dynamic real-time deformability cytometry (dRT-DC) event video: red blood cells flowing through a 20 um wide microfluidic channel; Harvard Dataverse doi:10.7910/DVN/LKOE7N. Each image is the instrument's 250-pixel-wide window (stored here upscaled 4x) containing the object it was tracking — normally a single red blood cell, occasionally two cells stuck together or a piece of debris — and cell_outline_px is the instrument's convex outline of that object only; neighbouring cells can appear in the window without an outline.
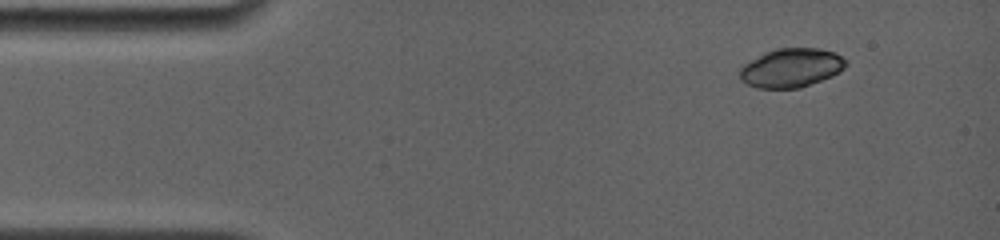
{"species": "common noctule bat (a hibernating species)", "species_latin": "Nyctalus noctula", "temperature_condition": "room temperature", "stored_images_in_passage": 7, "camera_frame_rate_fps": 4000, "um_per_image_px": 0.085, "animal": {"sex": "female", "body_mass_g": 19.0, "forearm_length_mm": 56.7}, "frame": {"image": 1, "passage_image": 1, "time_ms": 0.0, "image_size_px": [1000, 240], "cell_outline_px": [[848, 64], [840, 72], [832, 76], [800, 88], [756, 88], [740, 80], [740, 68], [744, 64], [764, 52], [776, 48], [820, 48], [836, 52], [848, 60]], "centroid_in_image_um": [67.29, 5.75], "position_along_channel_um": 17.7, "area_um2": 24.33}}
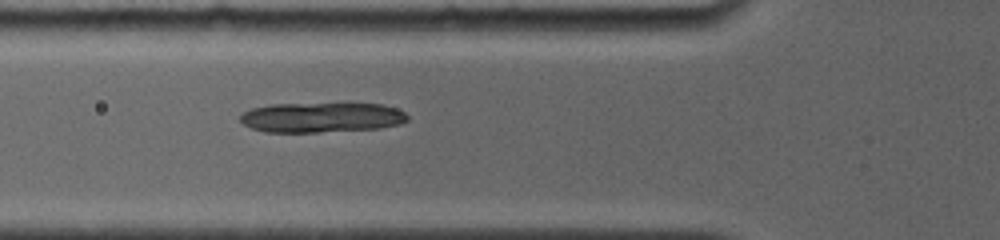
{"frame": {"image": 2, "passage_image": 5, "time_ms": 4.25, "image_size_px": [1000, 240], "cell_outline_px": [[408, 120], [400, 124], [380, 128], [320, 132], [264, 132], [252, 128], [244, 124], [240, 120], [240, 116], [244, 112], [252, 108], [272, 104], [384, 104], [396, 108], [404, 112], [408, 116]], "centroid_in_image_um": [27.35, 9.98], "position_along_channel_um": 98.5, "area_um2": 29.13}}
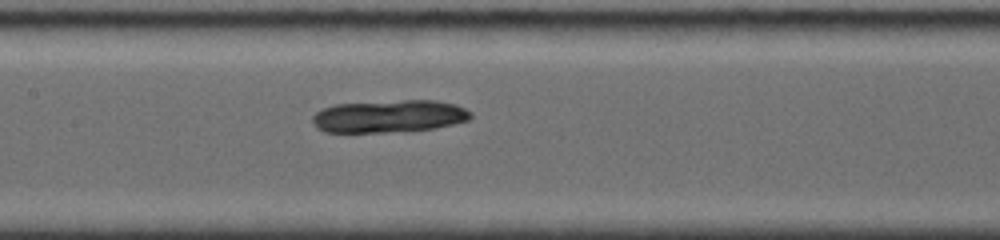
{"frame": {"image": 3, "passage_image": 7, "time_ms": 6.25, "image_size_px": [1000, 240], "cell_outline_px": [[472, 116], [468, 120], [436, 128], [404, 132], [324, 132], [316, 128], [312, 124], [312, 116], [316, 112], [324, 108], [336, 104], [404, 100], [436, 100], [456, 104], [472, 112]], "centroid_in_image_um": [33.08, 9.89], "position_along_channel_um": 174.3, "area_um2": 30.29}}